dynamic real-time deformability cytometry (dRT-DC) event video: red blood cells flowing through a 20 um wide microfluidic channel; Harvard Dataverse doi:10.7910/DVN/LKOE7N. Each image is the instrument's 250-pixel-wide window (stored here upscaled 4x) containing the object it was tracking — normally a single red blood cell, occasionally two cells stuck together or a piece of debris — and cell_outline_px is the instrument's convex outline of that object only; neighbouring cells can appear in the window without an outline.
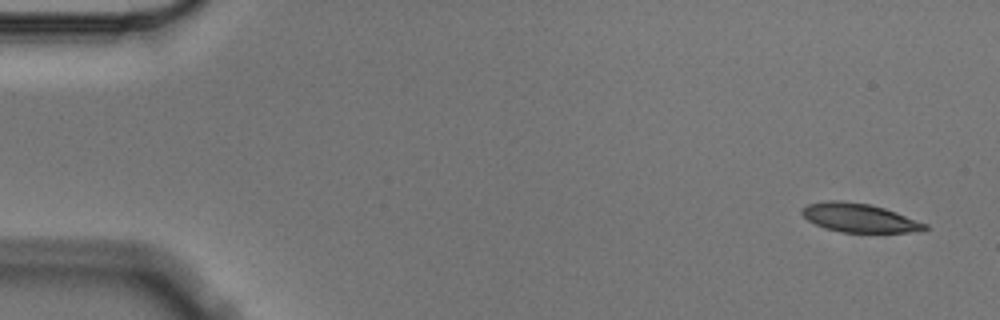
{"species": "Egyptian fruit bat (a non-hibernating species)", "species_latin": "Rousettus aegyptiacus", "temperature_condition": "cold", "stored_images_in_passage": 3, "camera_frame_rate_fps": 3000, "um_per_image_px": 0.085, "animal": {"sex": "male"}, "frame": {"image": 1, "passage_image": 1, "time_ms": 0.0, "image_size_px": [1000, 320], "cell_outline_px": [[928, 228], [924, 232], [840, 232], [824, 228], [808, 220], [800, 212], [808, 204], [828, 200], [840, 200], [868, 204], [884, 208], [896, 212], [928, 224]], "centroid_in_image_um": [73.07, 18.52], "position_along_channel_um": 11.9, "area_um2": 20.58}}